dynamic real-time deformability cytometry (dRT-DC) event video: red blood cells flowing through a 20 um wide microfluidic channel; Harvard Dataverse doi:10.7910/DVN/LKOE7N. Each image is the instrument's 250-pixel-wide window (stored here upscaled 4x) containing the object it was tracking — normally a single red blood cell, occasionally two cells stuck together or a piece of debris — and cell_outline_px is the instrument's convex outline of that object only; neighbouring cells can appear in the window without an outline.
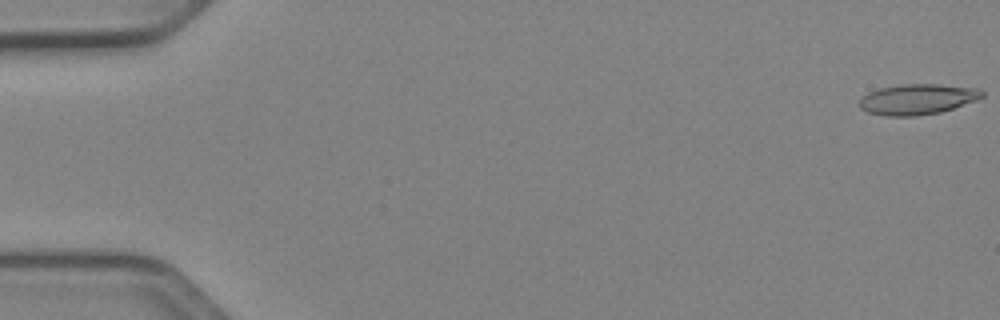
{"species": "Egyptian fruit bat (a non-hibernating species)", "species_latin": "Rousettus aegyptiacus", "temperature_condition": "cold", "stored_images_in_passage": 53, "segment_of_instrument_passage": [1, 2], "camera_frame_rate_fps": 3000, "um_per_image_px": 0.085, "animal": {"sex": "female"}, "frame": {"image": 1, "passage_image": 1, "time_ms": 0.0, "image_size_px": [1000, 320], "cell_outline_px": [[984, 96], [976, 100], [940, 112], [916, 116], [888, 116], [868, 112], [860, 108], [860, 100], [868, 92], [880, 88], [900, 84], [940, 84], [976, 88], [984, 92]], "centroid_in_image_um": [77.98, 8.43], "position_along_channel_um": 7.0, "area_um2": 21.68}}
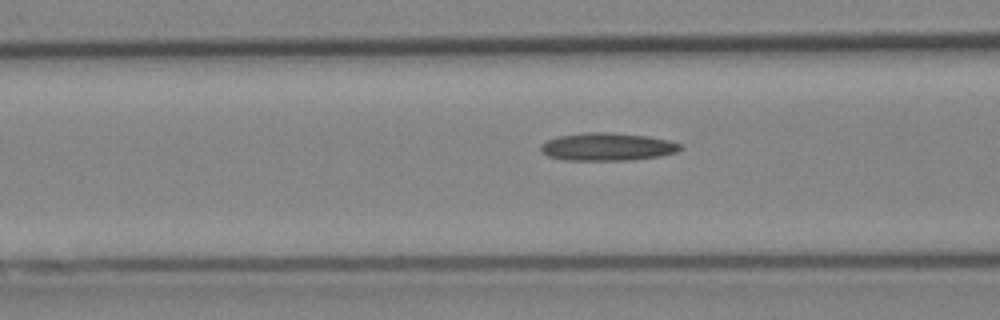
{"frame": {"image": 2, "passage_image": 21, "time_ms": 6.667, "image_size_px": [1000, 320], "cell_outline_px": [[680, 148], [676, 152], [660, 156], [628, 160], [564, 160], [548, 156], [540, 152], [540, 144], [548, 140], [560, 136], [588, 132], [608, 132], [648, 136], [668, 140], [680, 144]], "centroid_in_image_um": [51.58, 12.48], "position_along_channel_um": 115.0, "area_um2": 22.48}}
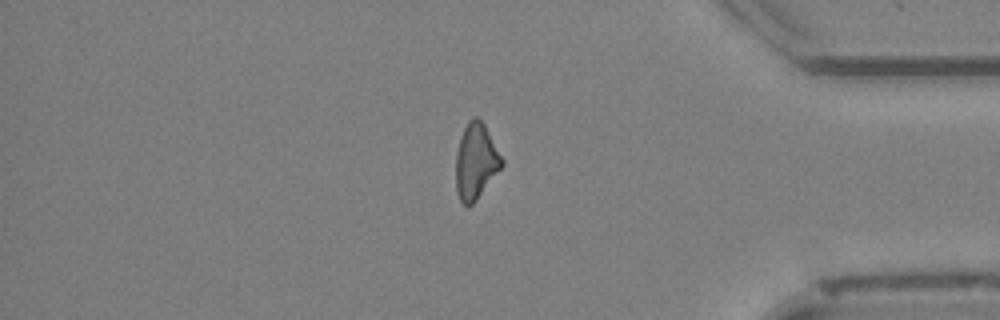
{"frame": {"image": 3, "passage_image": 44, "time_ms": 14.333, "image_size_px": [1000, 320], "cell_outline_px": [[504, 164], [476, 200], [468, 208], [460, 200], [456, 192], [456, 152], [460, 136], [468, 120], [472, 116], [476, 116], [484, 124], [504, 160]], "centroid_in_image_um": [40.43, 13.71], "position_along_channel_um": 394.8, "area_um2": 20.29}}